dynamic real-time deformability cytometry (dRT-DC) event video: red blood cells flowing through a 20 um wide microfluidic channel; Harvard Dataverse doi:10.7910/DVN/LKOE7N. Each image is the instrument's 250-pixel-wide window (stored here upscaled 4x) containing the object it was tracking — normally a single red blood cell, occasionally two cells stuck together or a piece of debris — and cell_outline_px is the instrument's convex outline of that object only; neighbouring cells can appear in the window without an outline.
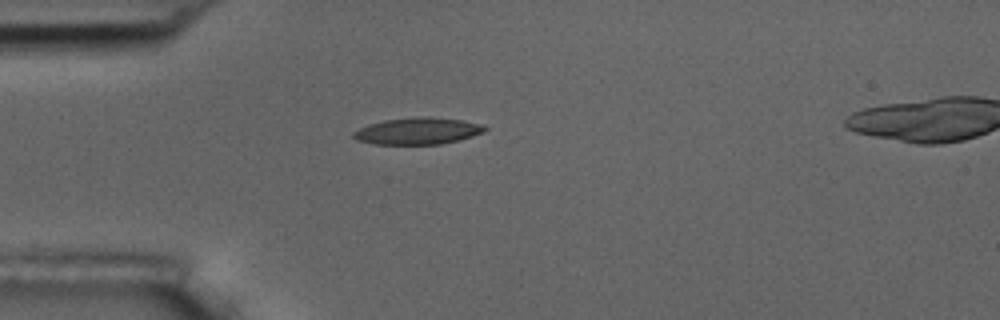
{"species": "common noctule bat (a hibernating species)", "species_latin": "Nyctalus noctula", "temperature_condition": "room temperature", "stored_images_in_passage": 5, "camera_frame_rate_fps": 3000, "um_per_image_px": 0.085, "animal": {"sex": "male", "body_mass_g": 17.5, "forearm_length_mm": 52.3}, "frame": {"image": 1, "passage_image": 1, "time_ms": 0.0, "image_size_px": [1000, 320], "cell_outline_px": [[488, 128], [484, 132], [460, 140], [440, 144], [376, 144], [360, 140], [352, 136], [352, 132], [368, 124], [384, 120], [416, 116], [428, 116], [464, 120], [480, 124]], "centroid_in_image_um": [35.54, 11.12], "position_along_channel_um": 49.5, "area_um2": 20.52}}
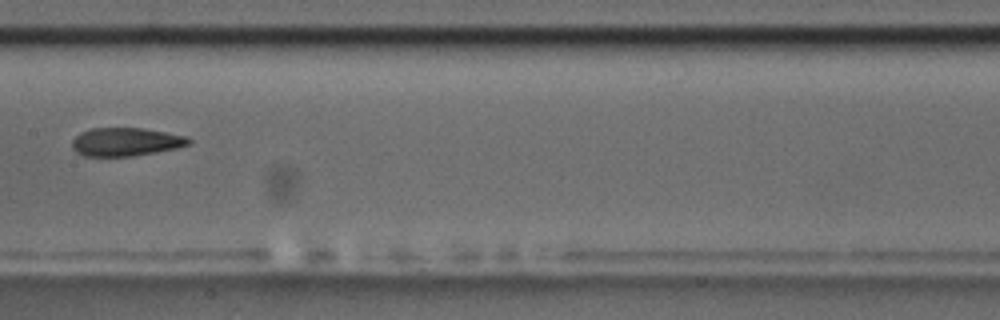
{"frame": {"image": 2, "passage_image": 5, "time_ms": 4.333, "image_size_px": [1000, 320], "cell_outline_px": [[192, 144], [176, 148], [156, 152], [132, 156], [84, 156], [76, 152], [72, 148], [72, 140], [80, 132], [92, 128], [144, 128], [188, 136], [192, 140]], "centroid_in_image_um": [10.72, 12.05], "position_along_channel_um": 196.7, "area_um2": 19.42}}